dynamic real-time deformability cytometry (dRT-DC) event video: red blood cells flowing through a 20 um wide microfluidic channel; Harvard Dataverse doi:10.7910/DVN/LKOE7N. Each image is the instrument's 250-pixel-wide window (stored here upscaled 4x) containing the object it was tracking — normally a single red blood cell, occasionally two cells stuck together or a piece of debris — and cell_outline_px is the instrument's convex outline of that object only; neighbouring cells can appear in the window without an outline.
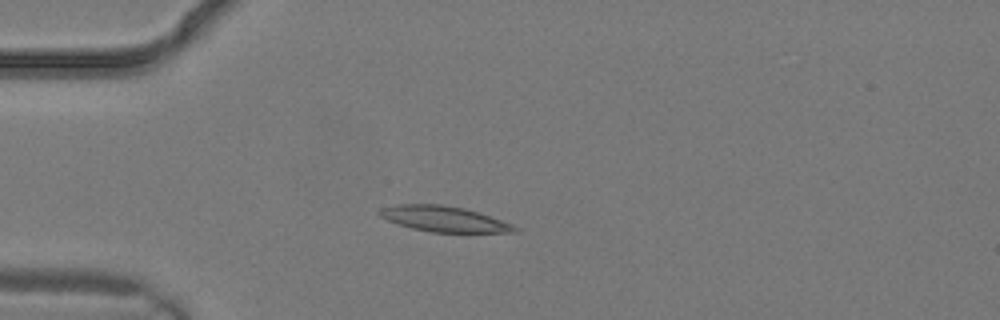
{"species": "common noctule bat (a hibernating species)", "species_latin": "Nyctalus noctula", "temperature_condition": "warm", "stored_images_in_passage": 2, "camera_frame_rate_fps": 3000, "um_per_image_px": 0.085, "animal": {"sex": "male", "body_mass_g": 19.2, "forearm_length_mm": 51.8}, "frame": {"image": 1, "passage_image": 2, "time_ms": 0.333, "image_size_px": [1000, 320], "cell_outline_px": [[520, 228], [516, 232], [432, 232], [412, 228], [388, 220], [380, 216], [376, 212], [380, 208], [396, 204], [444, 204], [464, 208], [512, 224]], "centroid_in_image_um": [37.7, 18.6], "position_along_channel_um": 47.3, "area_um2": 19.94}}